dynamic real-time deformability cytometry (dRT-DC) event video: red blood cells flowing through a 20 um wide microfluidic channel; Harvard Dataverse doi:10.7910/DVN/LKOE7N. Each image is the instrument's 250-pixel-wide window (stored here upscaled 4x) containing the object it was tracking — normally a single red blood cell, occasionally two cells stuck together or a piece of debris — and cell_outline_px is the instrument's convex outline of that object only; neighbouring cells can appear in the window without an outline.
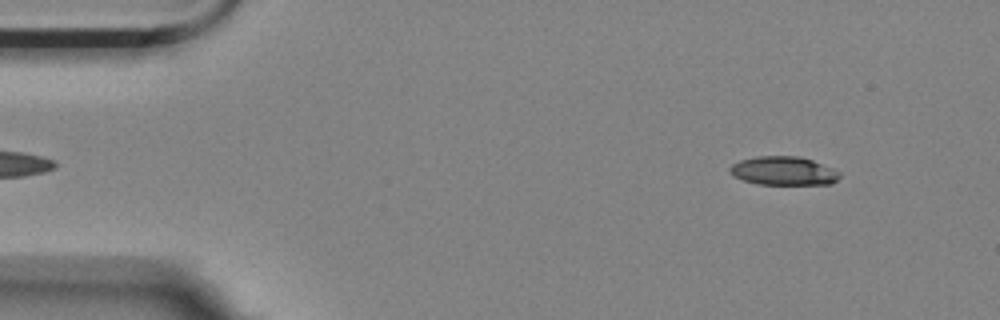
{"species": "Egyptian fruit bat (a non-hibernating species)", "species_latin": "Rousettus aegyptiacus", "temperature_condition": "room temperature", "stored_images_in_passage": 3, "camera_frame_rate_fps": 3000, "um_per_image_px": 0.085, "animal": {"sex": "female"}, "frame": {"image": 1, "passage_image": 1, "time_ms": 0.0, "image_size_px": [1000, 320], "cell_outline_px": [[840, 176], [832, 184], [756, 184], [732, 176], [728, 172], [728, 168], [732, 164], [740, 160], [756, 156], [796, 156], [812, 160], [832, 168], [840, 172]], "centroid_in_image_um": [66.56, 14.52], "position_along_channel_um": 18.4, "area_um2": 18.38}}
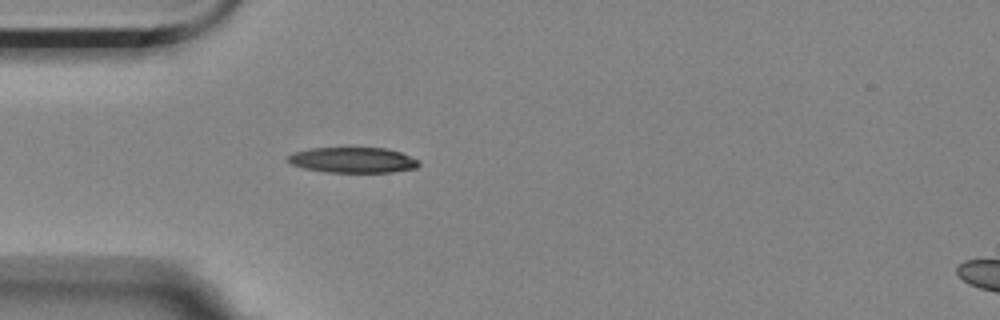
{"frame": {"image": 2, "passage_image": 3, "time_ms": 0.667, "image_size_px": [1000, 320], "cell_outline_px": [[420, 164], [416, 168], [392, 172], [324, 172], [304, 168], [292, 164], [284, 160], [288, 156], [296, 152], [312, 148], [388, 148], [400, 152], [420, 160]], "centroid_in_image_um": [30.02, 13.61], "position_along_channel_um": 55.0, "area_um2": 19.48}}